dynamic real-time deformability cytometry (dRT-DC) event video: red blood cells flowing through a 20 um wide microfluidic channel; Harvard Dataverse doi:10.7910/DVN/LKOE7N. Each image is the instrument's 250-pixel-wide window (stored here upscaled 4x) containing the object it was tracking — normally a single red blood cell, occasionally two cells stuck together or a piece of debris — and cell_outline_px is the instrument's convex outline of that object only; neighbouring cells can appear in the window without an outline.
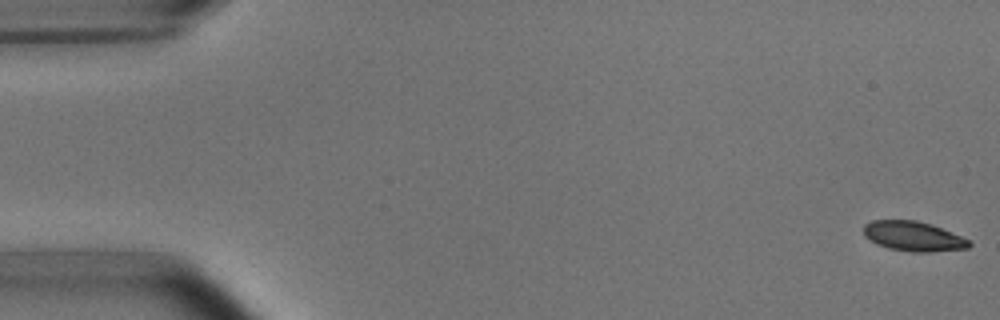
{"species": "common noctule bat (a hibernating species)", "species_latin": "Nyctalus noctula", "temperature_condition": "room temperature", "stored_images_in_passage": 5, "camera_frame_rate_fps": 3000, "um_per_image_px": 0.085, "animal": {"sex": "male", "body_mass_g": 15.6}, "frame": {"image": 1, "passage_image": 1, "time_ms": 0.0, "image_size_px": [1000, 320], "cell_outline_px": [[972, 244], [968, 248], [928, 252], [912, 252], [888, 248], [876, 244], [864, 236], [864, 224], [872, 220], [916, 220], [932, 224], [960, 236], [968, 240]], "centroid_in_image_um": [77.6, 20.08], "position_along_channel_um": 7.4, "area_um2": 18.26}}